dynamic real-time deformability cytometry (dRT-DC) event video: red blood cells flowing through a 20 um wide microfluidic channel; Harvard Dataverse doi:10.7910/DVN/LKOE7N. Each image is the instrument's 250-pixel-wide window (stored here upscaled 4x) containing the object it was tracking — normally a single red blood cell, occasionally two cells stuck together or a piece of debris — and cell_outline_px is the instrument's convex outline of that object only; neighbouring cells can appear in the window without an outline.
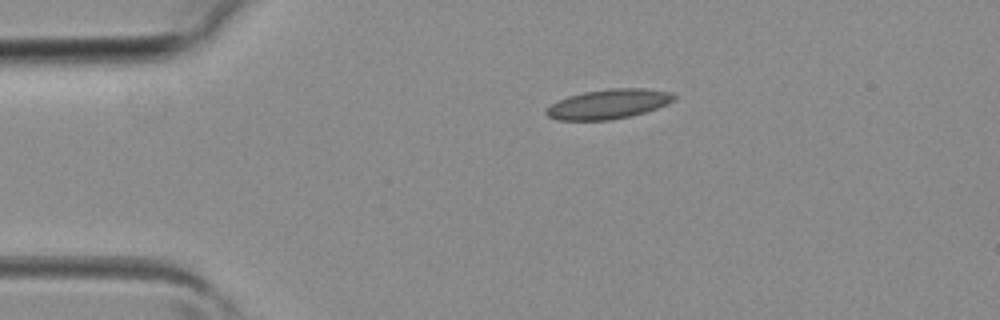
{"species": "common noctule bat (a hibernating species)", "species_latin": "Nyctalus noctula", "temperature_condition": "room temperature", "stored_images_in_passage": 3, "camera_frame_rate_fps": 3000, "um_per_image_px": 0.085, "animal": {"sex": "female", "body_mass_g": 19.3, "forearm_length_mm": 54.1}, "frame": {"image": 1, "passage_image": 1, "time_ms": 0.0, "image_size_px": [1000, 320], "cell_outline_px": [[676, 100], [668, 104], [644, 112], [612, 120], [556, 120], [548, 116], [544, 112], [544, 108], [568, 96], [584, 92], [612, 88], [644, 88], [672, 92], [676, 96]], "centroid_in_image_um": [51.72, 8.84], "position_along_channel_um": 33.3, "area_um2": 22.08}}